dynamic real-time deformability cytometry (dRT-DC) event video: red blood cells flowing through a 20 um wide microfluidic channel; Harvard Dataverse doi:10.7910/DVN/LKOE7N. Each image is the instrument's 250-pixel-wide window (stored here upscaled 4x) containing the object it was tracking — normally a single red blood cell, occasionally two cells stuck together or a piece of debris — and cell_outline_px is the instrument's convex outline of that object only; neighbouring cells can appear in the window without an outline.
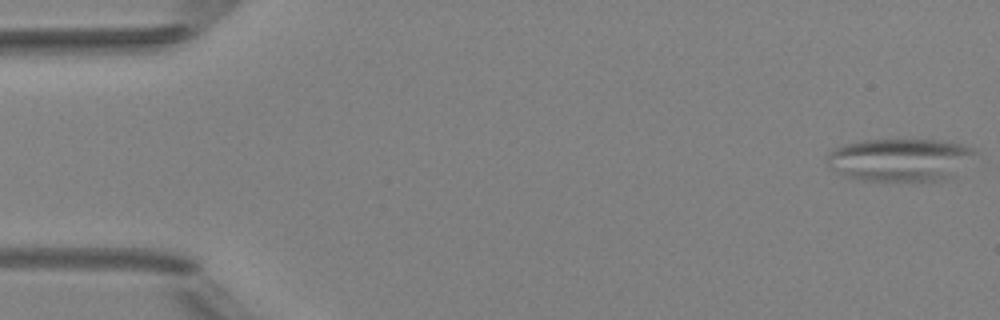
{"species": "Egyptian fruit bat (a non-hibernating species)", "species_latin": "Rousettus aegyptiacus", "temperature_condition": "room temperature", "stored_images_in_passage": 50, "camera_frame_rate_fps": 3000, "um_per_image_px": 0.085, "animal": {"sex": "female"}, "frame": {"image": 1, "passage_image": 1, "time_ms": 0.0, "image_size_px": [1000, 320], "cell_outline_px": [[976, 152], [956, 176], [944, 180], [864, 180], [848, 176], [832, 168], [828, 164], [828, 152], [832, 148], [844, 144], [860, 140], [948, 140], [964, 144], [972, 148]], "centroid_in_image_um": [76.55, 13.55], "position_along_channel_um": 8.5, "area_um2": 36.82}}
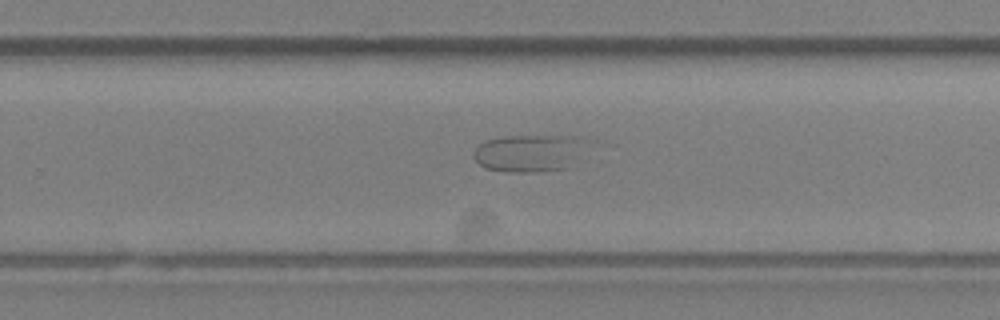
{"frame": {"image": 2, "passage_image": 32, "time_ms": 10.333, "image_size_px": [1000, 320], "cell_outline_px": [[604, 144], [564, 168], [536, 172], [512, 172], [488, 168], [480, 164], [472, 156], [472, 152], [484, 140], [504, 136], [584, 136], [600, 140]], "centroid_in_image_um": [45.33, 12.95], "position_along_channel_um": 284.5, "area_um2": 26.36}}
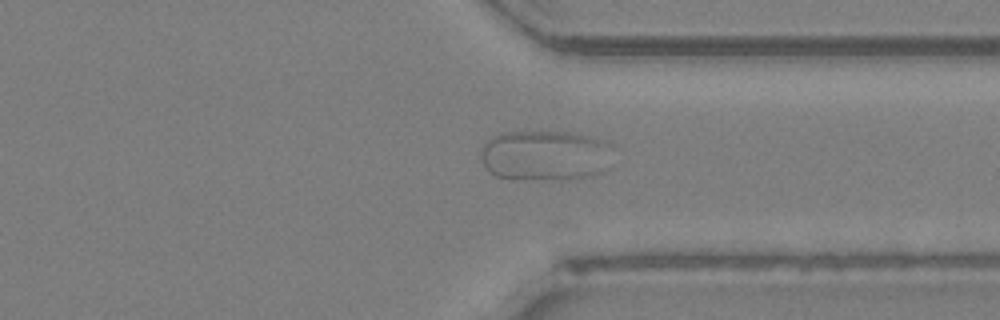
{"frame": {"image": 3, "passage_image": 38, "time_ms": 12.333, "image_size_px": [1000, 320], "cell_outline_px": [[600, 172], [592, 176], [512, 180], [496, 176], [488, 172], [484, 168], [480, 160], [480, 152], [484, 144], [492, 136], [500, 132], [568, 132], [588, 136], [600, 140]], "centroid_in_image_um": [45.98, 13.21], "position_along_channel_um": 365.4, "area_um2": 36.93}}